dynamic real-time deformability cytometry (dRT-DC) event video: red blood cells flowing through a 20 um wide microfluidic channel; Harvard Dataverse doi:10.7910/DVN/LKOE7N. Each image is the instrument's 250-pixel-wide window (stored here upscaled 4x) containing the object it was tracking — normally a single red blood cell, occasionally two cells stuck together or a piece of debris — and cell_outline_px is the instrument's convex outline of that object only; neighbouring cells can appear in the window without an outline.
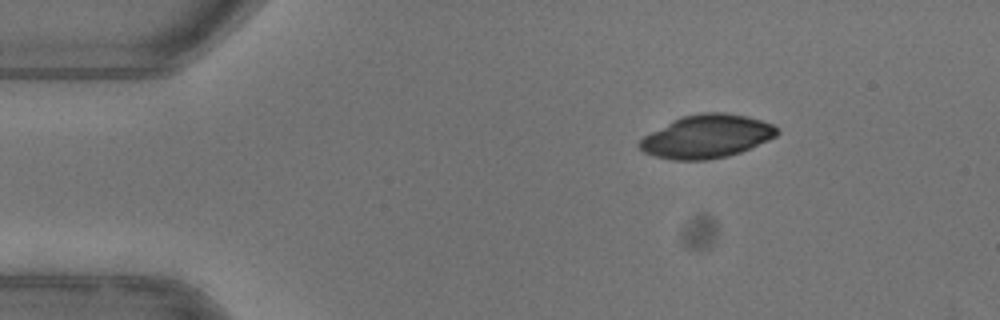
{"species": "common noctule bat (a hibernating species)", "species_latin": "Nyctalus noctula", "temperature_condition": "warm", "stored_images_in_passage": 37, "camera_frame_rate_fps": 3000, "um_per_image_px": 0.085, "animal": {"sex": "female"}, "frame": {"image": 1, "passage_image": 1, "time_ms": 0.0, "image_size_px": [1000, 320], "cell_outline_px": [[780, 132], [776, 136], [768, 140], [740, 152], [728, 156], [708, 160], [672, 160], [656, 156], [644, 152], [636, 144], [644, 136], [680, 116], [704, 112], [724, 112], [744, 116], [760, 120], [772, 124]], "centroid_in_image_um": [60.05, 11.6], "position_along_channel_um": 24.9, "area_um2": 34.45}}